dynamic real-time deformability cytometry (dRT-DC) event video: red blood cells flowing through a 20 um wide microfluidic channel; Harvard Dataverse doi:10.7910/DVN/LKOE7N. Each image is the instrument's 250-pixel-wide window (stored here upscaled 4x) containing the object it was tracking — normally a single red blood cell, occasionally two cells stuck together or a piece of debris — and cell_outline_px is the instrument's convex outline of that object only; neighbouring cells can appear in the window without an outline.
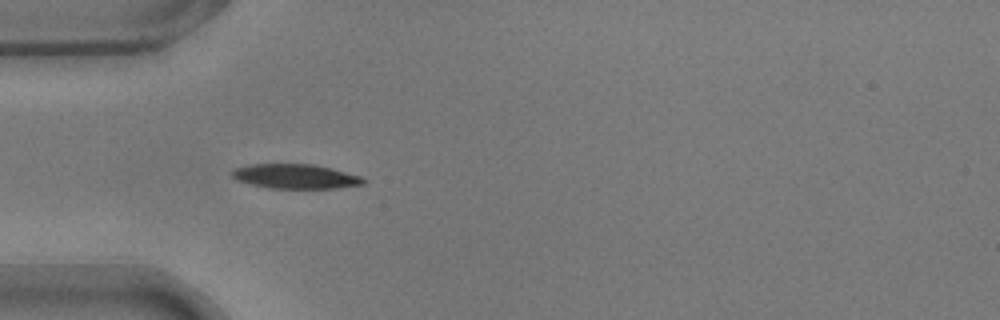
{"species": "common noctule bat (a hibernating species)", "species_latin": "Nyctalus noctula", "temperature_condition": "warm", "stored_images_in_passage": 39, "camera_frame_rate_fps": 3000, "um_per_image_px": 0.085, "animal": {"sex": "male", "body_mass_g": 17.9}, "frame": {"image": 1, "passage_image": 1, "time_ms": 0.0, "image_size_px": [1000, 320], "cell_outline_px": [[368, 180], [364, 184], [336, 188], [268, 188], [236, 180], [232, 176], [232, 172], [236, 168], [248, 164], [312, 164], [332, 168], [360, 176]], "centroid_in_image_um": [25.13, 14.99], "position_along_channel_um": 59.9, "area_um2": 18.73}}
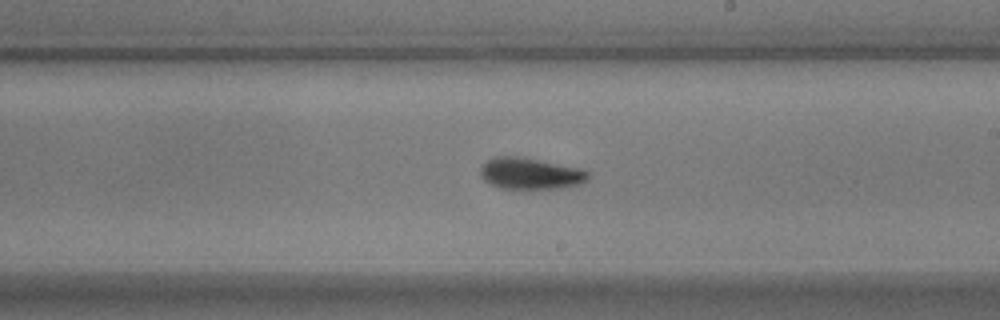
{"frame": {"image": 2, "passage_image": 16, "time_ms": 5.0, "image_size_px": [1000, 320], "cell_outline_px": [[588, 180], [580, 184], [560, 188], [500, 188], [488, 184], [480, 176], [480, 168], [488, 160], [496, 156], [516, 156], [580, 168], [588, 172]], "centroid_in_image_um": [45.05, 14.75], "position_along_channel_um": 244.0, "area_um2": 19.54}}
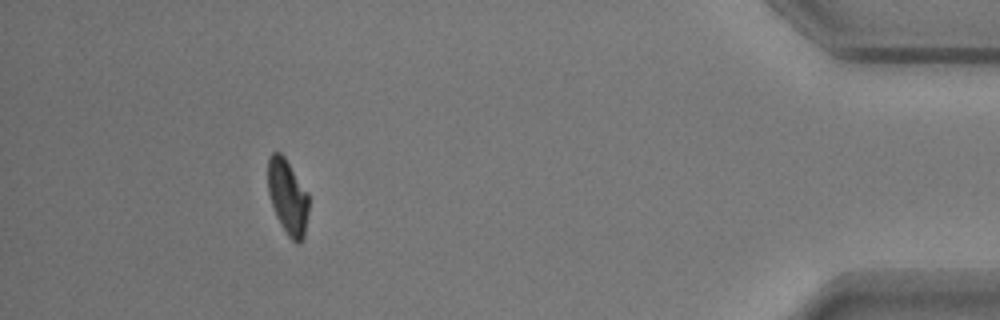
{"frame": {"image": 3, "passage_image": 34, "time_ms": 11.0, "image_size_px": [1000, 320], "cell_outline_px": [[308, 212], [304, 236], [300, 244], [296, 244], [288, 236], [280, 224], [276, 216], [268, 192], [268, 156], [272, 152], [280, 152], [284, 156], [308, 192]], "centroid_in_image_um": [24.45, 16.74], "position_along_channel_um": 410.7, "area_um2": 17.92}, "authors_computed_cell_mechanics": {"area_um2": 19.1318, "velocity_mm_per_s": 3.7293, "shape_relaxation_time_tau1_ms": 3.0424, "shape_relaxation_time_tau2_ms": 0.6337, "deformation_change_tau1": 0.1414, "deformation_change_tau2": 0.06}}